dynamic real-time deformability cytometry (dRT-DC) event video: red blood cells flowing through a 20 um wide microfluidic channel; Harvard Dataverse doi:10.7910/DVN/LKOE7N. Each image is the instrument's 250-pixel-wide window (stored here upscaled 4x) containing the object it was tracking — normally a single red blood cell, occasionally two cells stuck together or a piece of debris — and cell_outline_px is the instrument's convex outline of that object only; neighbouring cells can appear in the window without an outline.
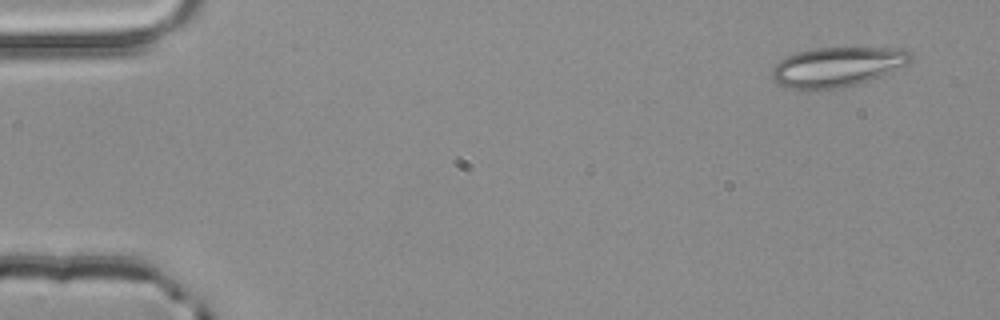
{"species": "common noctule bat (a hibernating species)", "species_latin": "Nyctalus noctula", "temperature_condition": "room temperature", "stored_images_in_passage": 3, "camera_frame_rate_fps": 3000, "um_per_image_px": 0.085, "animal": {"sex": "male", "body_mass_g": 20.4}, "frame": {"image": 1, "passage_image": 1, "time_ms": 0.0, "image_size_px": [1000, 320], "cell_outline_px": [[912, 60], [908, 64], [872, 80], [856, 84], [820, 92], [788, 88], [780, 84], [772, 76], [772, 72], [776, 64], [780, 60], [796, 52], [816, 48], [904, 48], [912, 52]], "centroid_in_image_um": [71.2, 5.7], "position_along_channel_um": 13.8, "area_um2": 32.43}}
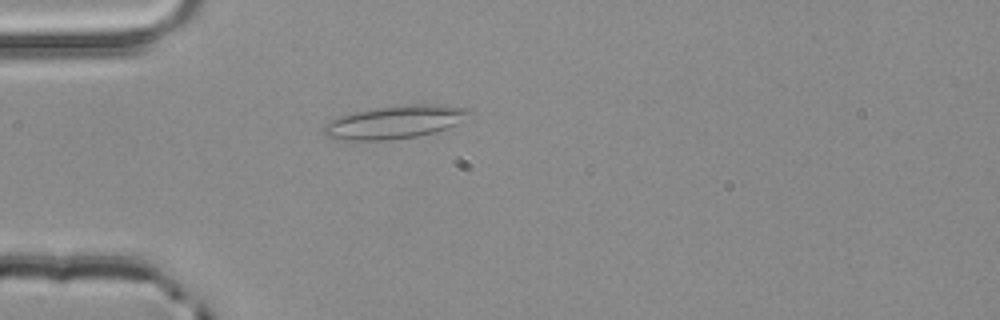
{"frame": {"image": 2, "passage_image": 3, "time_ms": 0.667, "image_size_px": [1000, 320], "cell_outline_px": [[472, 112], [456, 124], [436, 132], [416, 136], [388, 140], [352, 140], [324, 136], [324, 128], [332, 120], [340, 116], [356, 112], [404, 104], [444, 104], [468, 108]], "centroid_in_image_um": [33.63, 10.37], "position_along_channel_um": 51.4, "area_um2": 27.51}}